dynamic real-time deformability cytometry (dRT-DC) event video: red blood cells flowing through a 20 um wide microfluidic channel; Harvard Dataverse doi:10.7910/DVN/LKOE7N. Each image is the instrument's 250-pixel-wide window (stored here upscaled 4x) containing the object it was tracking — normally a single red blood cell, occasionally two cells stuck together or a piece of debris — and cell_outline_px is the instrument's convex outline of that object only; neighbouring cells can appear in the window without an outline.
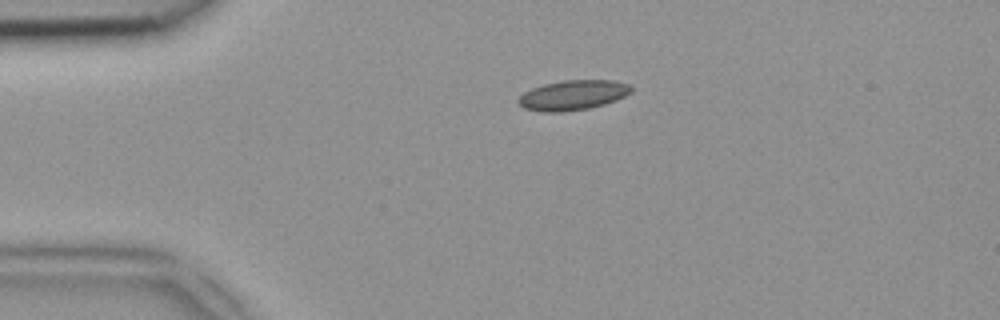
{"species": "common noctule bat (a hibernating species)", "species_latin": "Nyctalus noctula", "temperature_condition": "room temperature", "stored_images_in_passage": 39, "camera_frame_rate_fps": 3000, "um_per_image_px": 0.085, "animal": {"sex": "female", "body_mass_g": 18.4}, "frame": {"image": 1, "passage_image": 1, "time_ms": 0.0, "image_size_px": [1000, 320], "cell_outline_px": [[632, 92], [616, 100], [604, 104], [588, 108], [564, 112], [540, 112], [524, 108], [516, 100], [524, 92], [532, 88], [544, 84], [564, 80], [612, 80], [628, 84], [632, 88]], "centroid_in_image_um": [48.68, 8.09], "position_along_channel_um": 36.3, "area_um2": 19.65}}
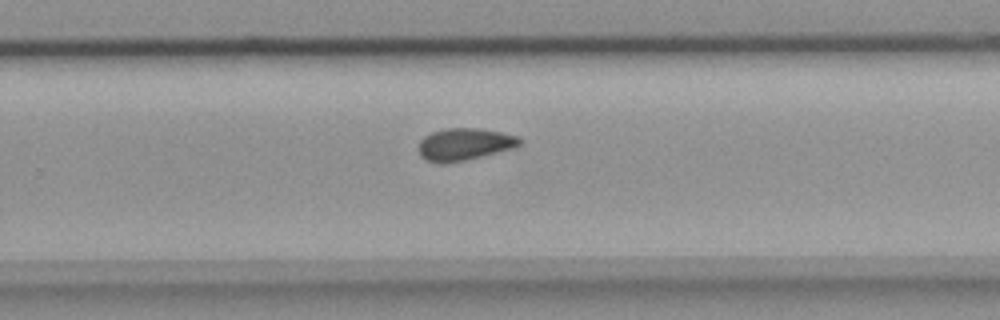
{"frame": {"image": 2, "passage_image": 22, "time_ms": 7.0, "image_size_px": [1000, 320], "cell_outline_px": [[524, 140], [516, 148], [464, 160], [444, 164], [440, 164], [428, 160], [420, 156], [420, 140], [424, 136], [432, 132], [448, 128], [480, 128], [500, 132], [516, 136]], "centroid_in_image_um": [39.51, 12.26], "position_along_channel_um": 290.3, "area_um2": 18.9}}
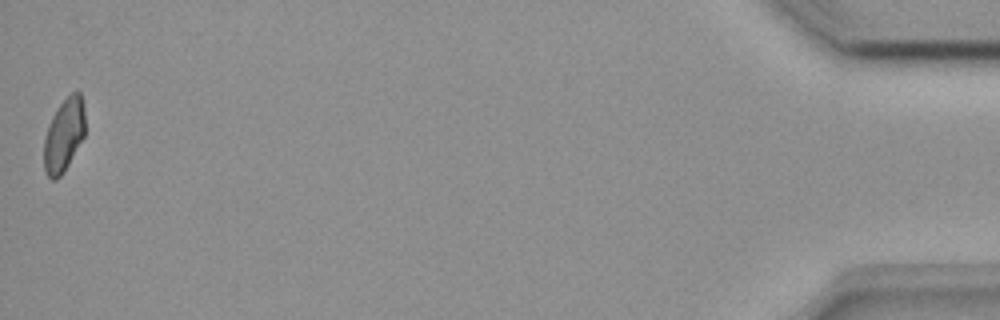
{"frame": {"image": 3, "passage_image": 39, "time_ms": 12.667, "image_size_px": [1000, 320], "cell_outline_px": [[84, 136], [64, 172], [56, 180], [52, 180], [48, 176], [44, 168], [44, 140], [48, 124], [52, 116], [60, 104], [72, 92], [80, 92], [84, 108]], "centroid_in_image_um": [5.42, 11.5], "position_along_channel_um": 429.8, "area_um2": 17.4}}